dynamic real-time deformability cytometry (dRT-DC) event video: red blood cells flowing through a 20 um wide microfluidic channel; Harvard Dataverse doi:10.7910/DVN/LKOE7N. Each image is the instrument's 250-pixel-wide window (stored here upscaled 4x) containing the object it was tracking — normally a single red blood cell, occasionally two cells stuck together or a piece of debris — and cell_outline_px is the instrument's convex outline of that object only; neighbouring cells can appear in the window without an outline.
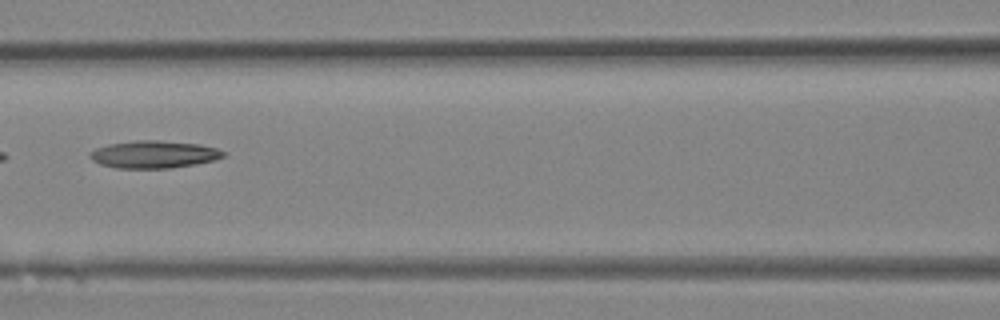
{"species": "Egyptian fruit bat (a non-hibernating species)", "species_latin": "Rousettus aegyptiacus", "temperature_condition": "room temperature", "stored_images_in_passage": 35, "camera_frame_rate_fps": 3000, "um_per_image_px": 0.085, "animal": {"sex": "female"}, "frame": {"image": 1, "passage_image": 16, "time_ms": 5.0, "image_size_px": [1000, 320], "cell_outline_px": [[228, 152], [224, 156], [216, 160], [196, 164], [168, 168], [116, 168], [100, 164], [92, 160], [88, 156], [88, 152], [96, 148], [108, 144], [136, 140], [160, 140], [200, 144], [216, 148]], "centroid_in_image_um": [13.08, 13.12], "position_along_channel_um": 153.5, "area_um2": 21.56}}
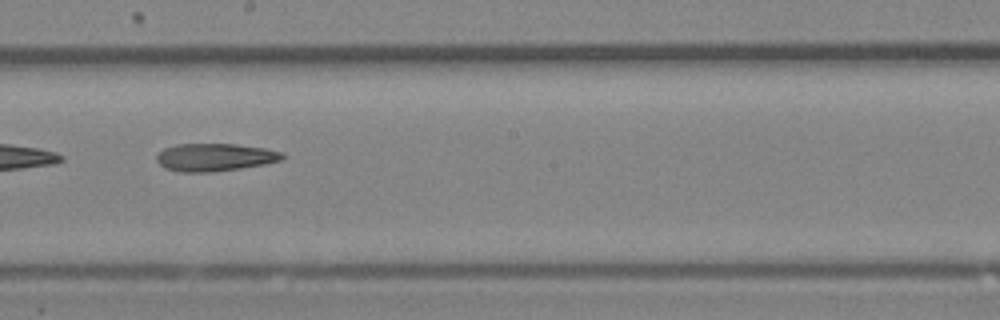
{"frame": {"image": 2, "passage_image": 20, "time_ms": 6.333, "image_size_px": [1000, 320], "cell_outline_px": [[284, 160], [264, 164], [240, 168], [212, 172], [180, 172], [164, 168], [156, 160], [156, 156], [164, 148], [176, 144], [236, 144], [264, 148], [280, 152], [284, 156]], "centroid_in_image_um": [18.24, 13.37], "position_along_channel_um": 230.0, "area_um2": 20.29}}